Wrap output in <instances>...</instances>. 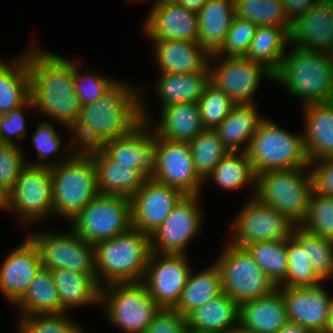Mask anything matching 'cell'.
<instances>
[{
  "mask_svg": "<svg viewBox=\"0 0 333 333\" xmlns=\"http://www.w3.org/2000/svg\"><path fill=\"white\" fill-rule=\"evenodd\" d=\"M198 43L210 54L222 46L236 16L234 0H208L197 12Z\"/></svg>",
  "mask_w": 333,
  "mask_h": 333,
  "instance_id": "cell-29",
  "label": "cell"
},
{
  "mask_svg": "<svg viewBox=\"0 0 333 333\" xmlns=\"http://www.w3.org/2000/svg\"><path fill=\"white\" fill-rule=\"evenodd\" d=\"M288 321L285 302L278 287L266 296L239 305L238 325L254 333H275Z\"/></svg>",
  "mask_w": 333,
  "mask_h": 333,
  "instance_id": "cell-25",
  "label": "cell"
},
{
  "mask_svg": "<svg viewBox=\"0 0 333 333\" xmlns=\"http://www.w3.org/2000/svg\"><path fill=\"white\" fill-rule=\"evenodd\" d=\"M74 83L80 105H86L102 97L116 82L96 74L80 75L74 64Z\"/></svg>",
  "mask_w": 333,
  "mask_h": 333,
  "instance_id": "cell-48",
  "label": "cell"
},
{
  "mask_svg": "<svg viewBox=\"0 0 333 333\" xmlns=\"http://www.w3.org/2000/svg\"><path fill=\"white\" fill-rule=\"evenodd\" d=\"M186 317L174 309H161L144 333H186Z\"/></svg>",
  "mask_w": 333,
  "mask_h": 333,
  "instance_id": "cell-52",
  "label": "cell"
},
{
  "mask_svg": "<svg viewBox=\"0 0 333 333\" xmlns=\"http://www.w3.org/2000/svg\"><path fill=\"white\" fill-rule=\"evenodd\" d=\"M50 271L59 294L61 313L74 306L101 302L102 286L98 284L96 274L77 273L69 269Z\"/></svg>",
  "mask_w": 333,
  "mask_h": 333,
  "instance_id": "cell-31",
  "label": "cell"
},
{
  "mask_svg": "<svg viewBox=\"0 0 333 333\" xmlns=\"http://www.w3.org/2000/svg\"><path fill=\"white\" fill-rule=\"evenodd\" d=\"M257 26L246 19L235 16L220 49L211 57L226 54V57L245 56Z\"/></svg>",
  "mask_w": 333,
  "mask_h": 333,
  "instance_id": "cell-46",
  "label": "cell"
},
{
  "mask_svg": "<svg viewBox=\"0 0 333 333\" xmlns=\"http://www.w3.org/2000/svg\"><path fill=\"white\" fill-rule=\"evenodd\" d=\"M162 73L192 74L206 71L211 55L198 42L153 41Z\"/></svg>",
  "mask_w": 333,
  "mask_h": 333,
  "instance_id": "cell-27",
  "label": "cell"
},
{
  "mask_svg": "<svg viewBox=\"0 0 333 333\" xmlns=\"http://www.w3.org/2000/svg\"><path fill=\"white\" fill-rule=\"evenodd\" d=\"M327 333H333V297L331 298L329 305V322Z\"/></svg>",
  "mask_w": 333,
  "mask_h": 333,
  "instance_id": "cell-58",
  "label": "cell"
},
{
  "mask_svg": "<svg viewBox=\"0 0 333 333\" xmlns=\"http://www.w3.org/2000/svg\"><path fill=\"white\" fill-rule=\"evenodd\" d=\"M291 27L257 26L249 49L244 57L262 64L273 74L279 69L289 41Z\"/></svg>",
  "mask_w": 333,
  "mask_h": 333,
  "instance_id": "cell-34",
  "label": "cell"
},
{
  "mask_svg": "<svg viewBox=\"0 0 333 333\" xmlns=\"http://www.w3.org/2000/svg\"><path fill=\"white\" fill-rule=\"evenodd\" d=\"M278 287L284 299L288 319L306 327L310 332H327L329 297L322 284L315 287Z\"/></svg>",
  "mask_w": 333,
  "mask_h": 333,
  "instance_id": "cell-19",
  "label": "cell"
},
{
  "mask_svg": "<svg viewBox=\"0 0 333 333\" xmlns=\"http://www.w3.org/2000/svg\"><path fill=\"white\" fill-rule=\"evenodd\" d=\"M234 223L235 235L230 244L247 245L270 240H286L295 224L275 208L259 202L255 197L241 210Z\"/></svg>",
  "mask_w": 333,
  "mask_h": 333,
  "instance_id": "cell-15",
  "label": "cell"
},
{
  "mask_svg": "<svg viewBox=\"0 0 333 333\" xmlns=\"http://www.w3.org/2000/svg\"><path fill=\"white\" fill-rule=\"evenodd\" d=\"M308 167L257 174L253 196L262 204L275 208L296 226H300L307 216L313 191L311 172L305 175Z\"/></svg>",
  "mask_w": 333,
  "mask_h": 333,
  "instance_id": "cell-6",
  "label": "cell"
},
{
  "mask_svg": "<svg viewBox=\"0 0 333 333\" xmlns=\"http://www.w3.org/2000/svg\"><path fill=\"white\" fill-rule=\"evenodd\" d=\"M50 171L53 214L57 212L71 221L99 194L92 156L87 151L73 152Z\"/></svg>",
  "mask_w": 333,
  "mask_h": 333,
  "instance_id": "cell-5",
  "label": "cell"
},
{
  "mask_svg": "<svg viewBox=\"0 0 333 333\" xmlns=\"http://www.w3.org/2000/svg\"><path fill=\"white\" fill-rule=\"evenodd\" d=\"M26 105L34 106L31 98L20 107L0 114V139L3 144H16L14 137L19 139L25 137V119L22 111Z\"/></svg>",
  "mask_w": 333,
  "mask_h": 333,
  "instance_id": "cell-50",
  "label": "cell"
},
{
  "mask_svg": "<svg viewBox=\"0 0 333 333\" xmlns=\"http://www.w3.org/2000/svg\"><path fill=\"white\" fill-rule=\"evenodd\" d=\"M208 0H175L179 5L185 6L187 9H191L198 12Z\"/></svg>",
  "mask_w": 333,
  "mask_h": 333,
  "instance_id": "cell-56",
  "label": "cell"
},
{
  "mask_svg": "<svg viewBox=\"0 0 333 333\" xmlns=\"http://www.w3.org/2000/svg\"><path fill=\"white\" fill-rule=\"evenodd\" d=\"M107 288H111L112 293L106 295V289L101 287L100 301H106L108 319L125 332L144 333L161 310L143 281L111 283Z\"/></svg>",
  "mask_w": 333,
  "mask_h": 333,
  "instance_id": "cell-10",
  "label": "cell"
},
{
  "mask_svg": "<svg viewBox=\"0 0 333 333\" xmlns=\"http://www.w3.org/2000/svg\"><path fill=\"white\" fill-rule=\"evenodd\" d=\"M229 152L208 175L218 186L227 190L239 189L248 182H256V174L245 152Z\"/></svg>",
  "mask_w": 333,
  "mask_h": 333,
  "instance_id": "cell-40",
  "label": "cell"
},
{
  "mask_svg": "<svg viewBox=\"0 0 333 333\" xmlns=\"http://www.w3.org/2000/svg\"><path fill=\"white\" fill-rule=\"evenodd\" d=\"M204 129L198 102H184L162 108L160 124L154 134L164 139L189 143Z\"/></svg>",
  "mask_w": 333,
  "mask_h": 333,
  "instance_id": "cell-30",
  "label": "cell"
},
{
  "mask_svg": "<svg viewBox=\"0 0 333 333\" xmlns=\"http://www.w3.org/2000/svg\"><path fill=\"white\" fill-rule=\"evenodd\" d=\"M186 333H200V332H195V331H189V330H187Z\"/></svg>",
  "mask_w": 333,
  "mask_h": 333,
  "instance_id": "cell-61",
  "label": "cell"
},
{
  "mask_svg": "<svg viewBox=\"0 0 333 333\" xmlns=\"http://www.w3.org/2000/svg\"><path fill=\"white\" fill-rule=\"evenodd\" d=\"M64 313L21 316L20 333H83Z\"/></svg>",
  "mask_w": 333,
  "mask_h": 333,
  "instance_id": "cell-47",
  "label": "cell"
},
{
  "mask_svg": "<svg viewBox=\"0 0 333 333\" xmlns=\"http://www.w3.org/2000/svg\"><path fill=\"white\" fill-rule=\"evenodd\" d=\"M201 121L205 129H215L236 104L212 83L198 100Z\"/></svg>",
  "mask_w": 333,
  "mask_h": 333,
  "instance_id": "cell-45",
  "label": "cell"
},
{
  "mask_svg": "<svg viewBox=\"0 0 333 333\" xmlns=\"http://www.w3.org/2000/svg\"><path fill=\"white\" fill-rule=\"evenodd\" d=\"M224 59V62L213 69L209 66L211 83L236 105L253 104L252 96L262 76L274 79V74L270 70L244 56L224 57Z\"/></svg>",
  "mask_w": 333,
  "mask_h": 333,
  "instance_id": "cell-16",
  "label": "cell"
},
{
  "mask_svg": "<svg viewBox=\"0 0 333 333\" xmlns=\"http://www.w3.org/2000/svg\"><path fill=\"white\" fill-rule=\"evenodd\" d=\"M144 31L153 41L186 40L198 42L197 12L177 4L162 2L151 8Z\"/></svg>",
  "mask_w": 333,
  "mask_h": 333,
  "instance_id": "cell-20",
  "label": "cell"
},
{
  "mask_svg": "<svg viewBox=\"0 0 333 333\" xmlns=\"http://www.w3.org/2000/svg\"><path fill=\"white\" fill-rule=\"evenodd\" d=\"M222 293V276L215 263L199 274L193 275L191 271L174 310L187 317L193 310Z\"/></svg>",
  "mask_w": 333,
  "mask_h": 333,
  "instance_id": "cell-36",
  "label": "cell"
},
{
  "mask_svg": "<svg viewBox=\"0 0 333 333\" xmlns=\"http://www.w3.org/2000/svg\"><path fill=\"white\" fill-rule=\"evenodd\" d=\"M245 153L256 175L309 165L303 136L288 133L266 118L259 123Z\"/></svg>",
  "mask_w": 333,
  "mask_h": 333,
  "instance_id": "cell-7",
  "label": "cell"
},
{
  "mask_svg": "<svg viewBox=\"0 0 333 333\" xmlns=\"http://www.w3.org/2000/svg\"><path fill=\"white\" fill-rule=\"evenodd\" d=\"M158 255H161L158 256ZM158 257H160L158 259ZM185 254L151 252L143 282L161 309H174L192 271Z\"/></svg>",
  "mask_w": 333,
  "mask_h": 333,
  "instance_id": "cell-14",
  "label": "cell"
},
{
  "mask_svg": "<svg viewBox=\"0 0 333 333\" xmlns=\"http://www.w3.org/2000/svg\"><path fill=\"white\" fill-rule=\"evenodd\" d=\"M29 237L39 249L43 269L95 274L93 245L73 230L67 234L46 233Z\"/></svg>",
  "mask_w": 333,
  "mask_h": 333,
  "instance_id": "cell-13",
  "label": "cell"
},
{
  "mask_svg": "<svg viewBox=\"0 0 333 333\" xmlns=\"http://www.w3.org/2000/svg\"><path fill=\"white\" fill-rule=\"evenodd\" d=\"M150 254L149 235L133 227L111 239L95 243L93 257L98 284L101 277L106 281L105 285L143 281Z\"/></svg>",
  "mask_w": 333,
  "mask_h": 333,
  "instance_id": "cell-4",
  "label": "cell"
},
{
  "mask_svg": "<svg viewBox=\"0 0 333 333\" xmlns=\"http://www.w3.org/2000/svg\"><path fill=\"white\" fill-rule=\"evenodd\" d=\"M288 270L286 278L277 287H315L321 280L314 273L302 244L291 235L286 239Z\"/></svg>",
  "mask_w": 333,
  "mask_h": 333,
  "instance_id": "cell-43",
  "label": "cell"
},
{
  "mask_svg": "<svg viewBox=\"0 0 333 333\" xmlns=\"http://www.w3.org/2000/svg\"><path fill=\"white\" fill-rule=\"evenodd\" d=\"M256 106L236 105L229 115L214 129L218 138L229 152H237L241 144L245 145L242 152L247 150L252 136L259 123L264 119L257 113Z\"/></svg>",
  "mask_w": 333,
  "mask_h": 333,
  "instance_id": "cell-33",
  "label": "cell"
},
{
  "mask_svg": "<svg viewBox=\"0 0 333 333\" xmlns=\"http://www.w3.org/2000/svg\"><path fill=\"white\" fill-rule=\"evenodd\" d=\"M17 144L0 146V185L9 192L27 165Z\"/></svg>",
  "mask_w": 333,
  "mask_h": 333,
  "instance_id": "cell-49",
  "label": "cell"
},
{
  "mask_svg": "<svg viewBox=\"0 0 333 333\" xmlns=\"http://www.w3.org/2000/svg\"><path fill=\"white\" fill-rule=\"evenodd\" d=\"M7 208L15 209L28 223L53 213L50 167L26 165L8 192Z\"/></svg>",
  "mask_w": 333,
  "mask_h": 333,
  "instance_id": "cell-12",
  "label": "cell"
},
{
  "mask_svg": "<svg viewBox=\"0 0 333 333\" xmlns=\"http://www.w3.org/2000/svg\"><path fill=\"white\" fill-rule=\"evenodd\" d=\"M289 41L294 47L333 54V1H318L292 21Z\"/></svg>",
  "mask_w": 333,
  "mask_h": 333,
  "instance_id": "cell-21",
  "label": "cell"
},
{
  "mask_svg": "<svg viewBox=\"0 0 333 333\" xmlns=\"http://www.w3.org/2000/svg\"><path fill=\"white\" fill-rule=\"evenodd\" d=\"M184 196L177 188L147 178L130 198L132 227L147 235L152 234Z\"/></svg>",
  "mask_w": 333,
  "mask_h": 333,
  "instance_id": "cell-18",
  "label": "cell"
},
{
  "mask_svg": "<svg viewBox=\"0 0 333 333\" xmlns=\"http://www.w3.org/2000/svg\"><path fill=\"white\" fill-rule=\"evenodd\" d=\"M314 193L333 196V158L309 162Z\"/></svg>",
  "mask_w": 333,
  "mask_h": 333,
  "instance_id": "cell-53",
  "label": "cell"
},
{
  "mask_svg": "<svg viewBox=\"0 0 333 333\" xmlns=\"http://www.w3.org/2000/svg\"><path fill=\"white\" fill-rule=\"evenodd\" d=\"M226 333H254L253 331L241 328L239 325L234 327L233 329L227 331Z\"/></svg>",
  "mask_w": 333,
  "mask_h": 333,
  "instance_id": "cell-59",
  "label": "cell"
},
{
  "mask_svg": "<svg viewBox=\"0 0 333 333\" xmlns=\"http://www.w3.org/2000/svg\"><path fill=\"white\" fill-rule=\"evenodd\" d=\"M188 144L195 171L202 180L207 179L229 153L214 129H204Z\"/></svg>",
  "mask_w": 333,
  "mask_h": 333,
  "instance_id": "cell-38",
  "label": "cell"
},
{
  "mask_svg": "<svg viewBox=\"0 0 333 333\" xmlns=\"http://www.w3.org/2000/svg\"><path fill=\"white\" fill-rule=\"evenodd\" d=\"M304 147L309 162L333 158V101L304 106Z\"/></svg>",
  "mask_w": 333,
  "mask_h": 333,
  "instance_id": "cell-26",
  "label": "cell"
},
{
  "mask_svg": "<svg viewBox=\"0 0 333 333\" xmlns=\"http://www.w3.org/2000/svg\"><path fill=\"white\" fill-rule=\"evenodd\" d=\"M319 0H281L284 12L292 22L302 14L307 13Z\"/></svg>",
  "mask_w": 333,
  "mask_h": 333,
  "instance_id": "cell-54",
  "label": "cell"
},
{
  "mask_svg": "<svg viewBox=\"0 0 333 333\" xmlns=\"http://www.w3.org/2000/svg\"><path fill=\"white\" fill-rule=\"evenodd\" d=\"M72 221V230L92 245L111 239L132 227L131 199L98 194Z\"/></svg>",
  "mask_w": 333,
  "mask_h": 333,
  "instance_id": "cell-9",
  "label": "cell"
},
{
  "mask_svg": "<svg viewBox=\"0 0 333 333\" xmlns=\"http://www.w3.org/2000/svg\"><path fill=\"white\" fill-rule=\"evenodd\" d=\"M117 82L95 102L81 105L73 132L81 151L101 147L105 142L130 134L148 122L137 90Z\"/></svg>",
  "mask_w": 333,
  "mask_h": 333,
  "instance_id": "cell-1",
  "label": "cell"
},
{
  "mask_svg": "<svg viewBox=\"0 0 333 333\" xmlns=\"http://www.w3.org/2000/svg\"><path fill=\"white\" fill-rule=\"evenodd\" d=\"M28 67L34 107L73 129L81 109L75 90L74 63L33 47L28 52Z\"/></svg>",
  "mask_w": 333,
  "mask_h": 333,
  "instance_id": "cell-2",
  "label": "cell"
},
{
  "mask_svg": "<svg viewBox=\"0 0 333 333\" xmlns=\"http://www.w3.org/2000/svg\"><path fill=\"white\" fill-rule=\"evenodd\" d=\"M300 226L312 234L333 241V196L312 191L307 216Z\"/></svg>",
  "mask_w": 333,
  "mask_h": 333,
  "instance_id": "cell-44",
  "label": "cell"
},
{
  "mask_svg": "<svg viewBox=\"0 0 333 333\" xmlns=\"http://www.w3.org/2000/svg\"><path fill=\"white\" fill-rule=\"evenodd\" d=\"M157 182L181 190L185 195H199L202 179L195 171L188 142L156 136L153 172Z\"/></svg>",
  "mask_w": 333,
  "mask_h": 333,
  "instance_id": "cell-11",
  "label": "cell"
},
{
  "mask_svg": "<svg viewBox=\"0 0 333 333\" xmlns=\"http://www.w3.org/2000/svg\"><path fill=\"white\" fill-rule=\"evenodd\" d=\"M42 268L39 249L28 237L5 258L0 268L1 292L16 303Z\"/></svg>",
  "mask_w": 333,
  "mask_h": 333,
  "instance_id": "cell-22",
  "label": "cell"
},
{
  "mask_svg": "<svg viewBox=\"0 0 333 333\" xmlns=\"http://www.w3.org/2000/svg\"><path fill=\"white\" fill-rule=\"evenodd\" d=\"M293 51V52H292ZM304 105L333 101V54L294 47L282 59L274 79Z\"/></svg>",
  "mask_w": 333,
  "mask_h": 333,
  "instance_id": "cell-3",
  "label": "cell"
},
{
  "mask_svg": "<svg viewBox=\"0 0 333 333\" xmlns=\"http://www.w3.org/2000/svg\"><path fill=\"white\" fill-rule=\"evenodd\" d=\"M238 316L239 304L223 292L186 317L187 330L200 333H226L238 325Z\"/></svg>",
  "mask_w": 333,
  "mask_h": 333,
  "instance_id": "cell-28",
  "label": "cell"
},
{
  "mask_svg": "<svg viewBox=\"0 0 333 333\" xmlns=\"http://www.w3.org/2000/svg\"><path fill=\"white\" fill-rule=\"evenodd\" d=\"M33 146L37 149L40 160L43 161L37 163H31V166H48L51 167L53 164L44 163L45 158L49 154H54L60 147L61 137L55 132V128L51 123L43 122L39 125L37 131L32 136Z\"/></svg>",
  "mask_w": 333,
  "mask_h": 333,
  "instance_id": "cell-51",
  "label": "cell"
},
{
  "mask_svg": "<svg viewBox=\"0 0 333 333\" xmlns=\"http://www.w3.org/2000/svg\"><path fill=\"white\" fill-rule=\"evenodd\" d=\"M97 173L100 195H122L131 198L144 184L147 177L132 165H117L100 147L87 151Z\"/></svg>",
  "mask_w": 333,
  "mask_h": 333,
  "instance_id": "cell-24",
  "label": "cell"
},
{
  "mask_svg": "<svg viewBox=\"0 0 333 333\" xmlns=\"http://www.w3.org/2000/svg\"><path fill=\"white\" fill-rule=\"evenodd\" d=\"M16 62L8 66L0 60V114L20 107L30 98L28 52Z\"/></svg>",
  "mask_w": 333,
  "mask_h": 333,
  "instance_id": "cell-35",
  "label": "cell"
},
{
  "mask_svg": "<svg viewBox=\"0 0 333 333\" xmlns=\"http://www.w3.org/2000/svg\"><path fill=\"white\" fill-rule=\"evenodd\" d=\"M8 206V192L0 185V208L7 209Z\"/></svg>",
  "mask_w": 333,
  "mask_h": 333,
  "instance_id": "cell-57",
  "label": "cell"
},
{
  "mask_svg": "<svg viewBox=\"0 0 333 333\" xmlns=\"http://www.w3.org/2000/svg\"><path fill=\"white\" fill-rule=\"evenodd\" d=\"M215 264L221 272L223 292L239 305L277 289L246 248L229 243Z\"/></svg>",
  "mask_w": 333,
  "mask_h": 333,
  "instance_id": "cell-8",
  "label": "cell"
},
{
  "mask_svg": "<svg viewBox=\"0 0 333 333\" xmlns=\"http://www.w3.org/2000/svg\"><path fill=\"white\" fill-rule=\"evenodd\" d=\"M22 316L61 314V303L51 271L41 269L24 295L15 303Z\"/></svg>",
  "mask_w": 333,
  "mask_h": 333,
  "instance_id": "cell-37",
  "label": "cell"
},
{
  "mask_svg": "<svg viewBox=\"0 0 333 333\" xmlns=\"http://www.w3.org/2000/svg\"><path fill=\"white\" fill-rule=\"evenodd\" d=\"M198 199V194L185 195L161 226L149 235L151 252L185 253V245L195 236L201 225Z\"/></svg>",
  "mask_w": 333,
  "mask_h": 333,
  "instance_id": "cell-17",
  "label": "cell"
},
{
  "mask_svg": "<svg viewBox=\"0 0 333 333\" xmlns=\"http://www.w3.org/2000/svg\"><path fill=\"white\" fill-rule=\"evenodd\" d=\"M237 17L256 26L291 27L281 0H234Z\"/></svg>",
  "mask_w": 333,
  "mask_h": 333,
  "instance_id": "cell-41",
  "label": "cell"
},
{
  "mask_svg": "<svg viewBox=\"0 0 333 333\" xmlns=\"http://www.w3.org/2000/svg\"><path fill=\"white\" fill-rule=\"evenodd\" d=\"M245 248L276 286L286 278L288 270L286 240L259 241Z\"/></svg>",
  "mask_w": 333,
  "mask_h": 333,
  "instance_id": "cell-39",
  "label": "cell"
},
{
  "mask_svg": "<svg viewBox=\"0 0 333 333\" xmlns=\"http://www.w3.org/2000/svg\"><path fill=\"white\" fill-rule=\"evenodd\" d=\"M172 1H175V0H155L153 7H154L156 4H159V3H162V2H172Z\"/></svg>",
  "mask_w": 333,
  "mask_h": 333,
  "instance_id": "cell-60",
  "label": "cell"
},
{
  "mask_svg": "<svg viewBox=\"0 0 333 333\" xmlns=\"http://www.w3.org/2000/svg\"><path fill=\"white\" fill-rule=\"evenodd\" d=\"M275 333H312L306 327L294 322H286Z\"/></svg>",
  "mask_w": 333,
  "mask_h": 333,
  "instance_id": "cell-55",
  "label": "cell"
},
{
  "mask_svg": "<svg viewBox=\"0 0 333 333\" xmlns=\"http://www.w3.org/2000/svg\"><path fill=\"white\" fill-rule=\"evenodd\" d=\"M292 235L302 244L306 250V256L316 276L322 279L333 275V241L312 234L295 226Z\"/></svg>",
  "mask_w": 333,
  "mask_h": 333,
  "instance_id": "cell-42",
  "label": "cell"
},
{
  "mask_svg": "<svg viewBox=\"0 0 333 333\" xmlns=\"http://www.w3.org/2000/svg\"><path fill=\"white\" fill-rule=\"evenodd\" d=\"M158 81L156 87L162 108L174 103L198 102L211 84V71L208 68L192 74L161 73Z\"/></svg>",
  "mask_w": 333,
  "mask_h": 333,
  "instance_id": "cell-32",
  "label": "cell"
},
{
  "mask_svg": "<svg viewBox=\"0 0 333 333\" xmlns=\"http://www.w3.org/2000/svg\"><path fill=\"white\" fill-rule=\"evenodd\" d=\"M150 122H142L130 134L105 142L100 148L117 165H132L147 178L153 172L156 135L147 131Z\"/></svg>",
  "mask_w": 333,
  "mask_h": 333,
  "instance_id": "cell-23",
  "label": "cell"
}]
</instances>
